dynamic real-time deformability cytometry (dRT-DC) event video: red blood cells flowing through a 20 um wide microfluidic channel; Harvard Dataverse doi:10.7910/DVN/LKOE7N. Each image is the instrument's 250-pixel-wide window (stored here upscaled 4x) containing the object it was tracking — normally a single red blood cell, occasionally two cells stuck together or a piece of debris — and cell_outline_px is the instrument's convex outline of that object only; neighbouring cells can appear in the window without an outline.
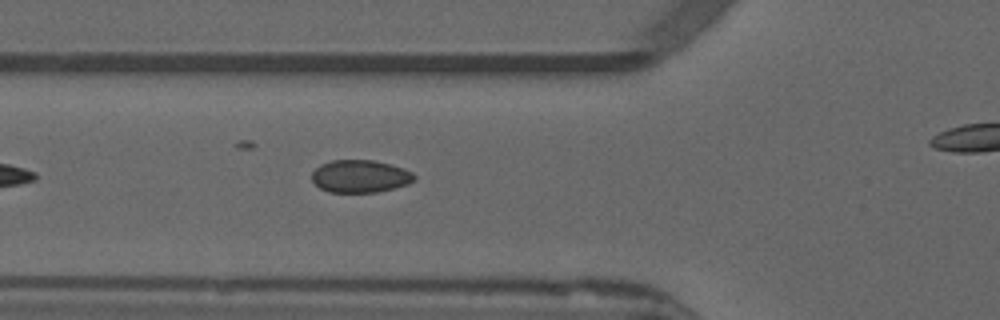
{"species": "common noctule bat (a hibernating species)", "species_latin": "Nyctalus noctula", "temperature_condition": "warm", "stored_images_in_passage": 12, "camera_frame_rate_fps": 3000, "um_per_image_px": 0.085, "animal": {"sex": "male", "forearm_length_mm": 52.5}, "frame": {"image": 1, "passage_image": 7, "time_ms": 2.0, "image_size_px": [1000, 320], "cell_outline_px": [[416, 180], [408, 184], [376, 192], [328, 192], [320, 188], [312, 180], [312, 172], [320, 164], [332, 160], [372, 160], [392, 164], [404, 168], [412, 172], [416, 176]], "centroid_in_image_um": [30.63, 14.97], "position_along_channel_um": 95.2, "area_um2": 19.54}}